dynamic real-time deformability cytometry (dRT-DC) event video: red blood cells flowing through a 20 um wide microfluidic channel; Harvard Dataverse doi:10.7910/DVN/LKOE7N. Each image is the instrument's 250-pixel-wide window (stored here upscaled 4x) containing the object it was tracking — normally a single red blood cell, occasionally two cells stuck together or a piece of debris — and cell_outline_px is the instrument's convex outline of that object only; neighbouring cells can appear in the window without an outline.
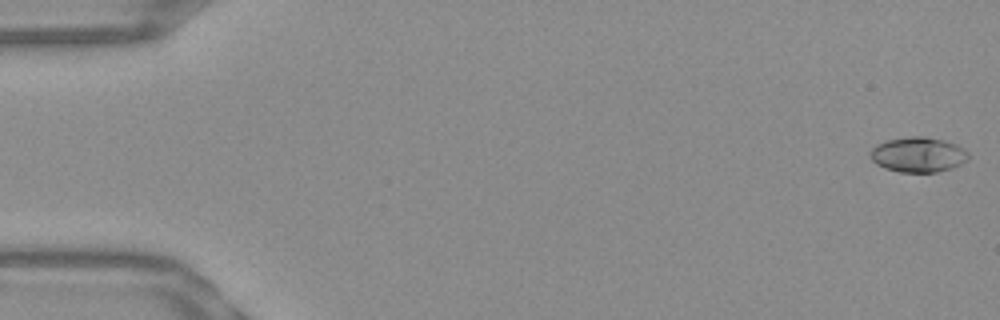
{"species": "Egyptian fruit bat (a non-hibernating species)", "species_latin": "Rousettus aegyptiacus", "temperature_condition": "warm", "stored_images_in_passage": 53, "camera_frame_rate_fps": 3000, "um_per_image_px": 0.085, "frame": {"image": 1, "passage_image": 1, "time_ms": 0.0, "image_size_px": [1000, 320], "cell_outline_px": [[968, 160], [952, 168], [936, 172], [900, 172], [884, 168], [876, 164], [872, 160], [872, 148], [876, 144], [888, 140], [912, 136], [924, 136], [944, 140], [956, 144], [964, 148], [968, 152]], "centroid_in_image_um": [78.07, 13.14], "position_along_channel_um": 6.9, "area_um2": 20.0}}
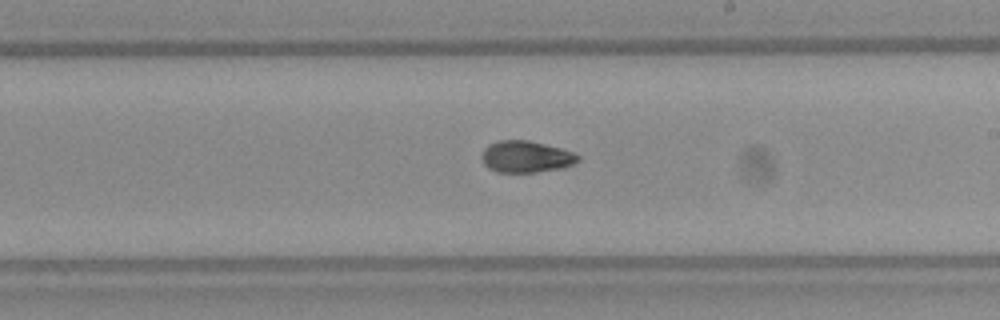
{"frame": {"image": 2, "passage_image": 31, "time_ms": 10.0, "image_size_px": [1000, 320], "cell_outline_px": [[580, 160], [564, 168], [532, 172], [496, 172], [488, 168], [484, 164], [480, 156], [484, 148], [488, 144], [500, 140], [528, 140], [576, 152], [580, 156]], "centroid_in_image_um": [44.7, 13.32], "position_along_channel_um": 244.3, "area_um2": 17.92}}
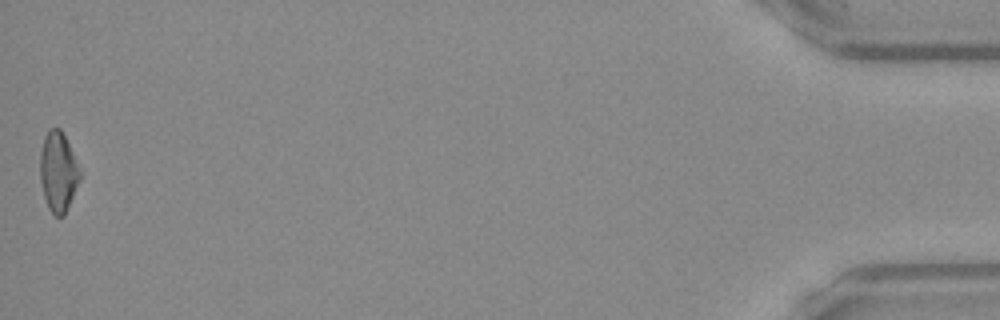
{"frame": {"image": 3, "passage_image": 53, "time_ms": 17.333, "image_size_px": [1000, 320], "cell_outline_px": [[80, 180], [64, 216], [56, 216], [48, 208], [44, 196], [40, 180], [40, 152], [44, 136], [48, 128], [60, 128], [72, 152], [80, 172]], "centroid_in_image_um": [4.92, 14.6], "position_along_channel_um": 430.3, "area_um2": 18.32}, "authors_computed_cell_mechanics": {"area_um2": 18.207, "velocity_mm_per_s": 3.8527, "shape_relaxation_time_tau1_ms": null, "shape_relaxation_time_tau2_ms": 4.0921, "deformation_change_tau1": null, "deformation_change_tau2": 0.0816}}